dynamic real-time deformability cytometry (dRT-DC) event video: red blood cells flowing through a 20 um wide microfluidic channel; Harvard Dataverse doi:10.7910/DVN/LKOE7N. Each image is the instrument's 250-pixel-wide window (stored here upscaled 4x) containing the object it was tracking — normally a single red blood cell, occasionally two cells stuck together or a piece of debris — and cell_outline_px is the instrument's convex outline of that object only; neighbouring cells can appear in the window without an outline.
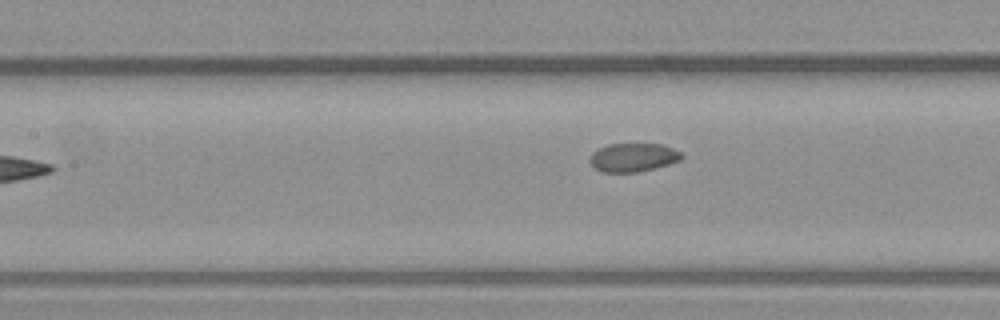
{"species": "common noctule bat (a hibernating species)", "species_latin": "Nyctalus noctula", "temperature_condition": "warm", "stored_images_in_passage": 4, "camera_frame_rate_fps": 3000, "um_per_image_px": 0.085, "animal": {"sex": "male", "body_mass_g": 23.1, "forearm_length_mm": 52.7}, "frame": {"image": 1, "passage_image": 4, "time_ms": 1.0, "image_size_px": [1000, 320], "cell_outline_px": [[684, 156], [680, 160], [656, 168], [636, 172], [604, 172], [596, 168], [588, 160], [592, 152], [608, 144], [664, 144], [680, 152]], "centroid_in_image_um": [53.83, 13.37], "position_along_channel_um": 153.6, "area_um2": 15.2}}